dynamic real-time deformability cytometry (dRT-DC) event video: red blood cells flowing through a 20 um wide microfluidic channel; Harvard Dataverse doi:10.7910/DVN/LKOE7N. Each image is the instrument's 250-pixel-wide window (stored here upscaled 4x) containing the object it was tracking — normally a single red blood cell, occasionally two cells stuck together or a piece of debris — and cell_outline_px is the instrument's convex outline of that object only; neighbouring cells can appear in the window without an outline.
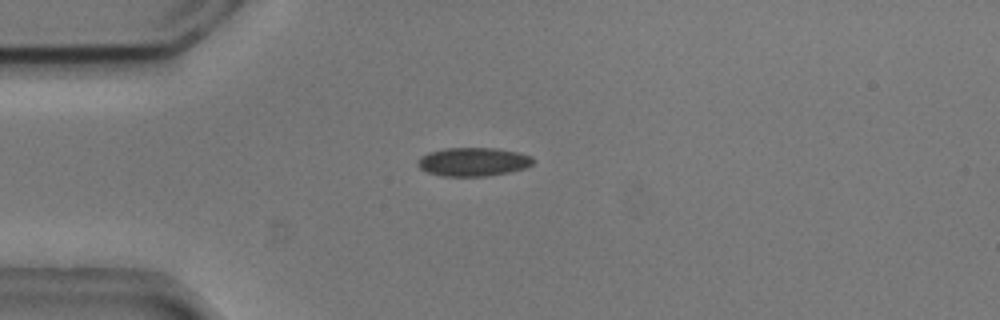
{"species": "common noctule bat (a hibernating species)", "species_latin": "Nyctalus noctula", "temperature_condition": "cold", "stored_images_in_passage": 53, "camera_frame_rate_fps": 3000, "um_per_image_px": 0.085, "animal": {"sex": "male", "body_mass_g": 20.5, "forearm_length_mm": 52.5}, "frame": {"image": 1, "passage_image": 13, "time_ms": 4.0, "image_size_px": [1000, 320], "cell_outline_px": [[536, 160], [528, 168], [488, 176], [444, 176], [428, 172], [420, 168], [416, 164], [416, 160], [420, 156], [428, 152], [444, 148], [496, 148], [516, 152], [532, 156]], "centroid_in_image_um": [40.22, 13.75], "position_along_channel_um": 44.8, "area_um2": 19.42}}
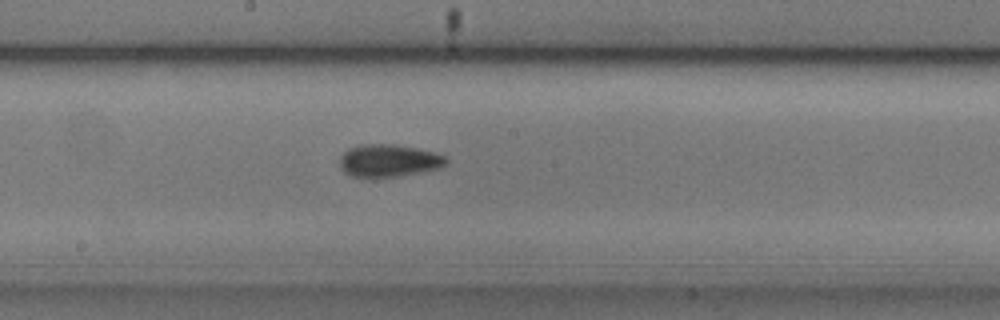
{"frame": {"image": 2, "passage_image": 28, "time_ms": 9.0, "image_size_px": [1000, 320], "cell_outline_px": [[448, 164], [440, 168], [400, 176], [372, 180], [352, 176], [344, 172], [340, 164], [340, 156], [348, 148], [360, 144], [396, 144], [416, 148], [448, 156]], "centroid_in_image_um": [33.03, 13.68], "position_along_channel_um": 215.2, "area_um2": 20.81}}
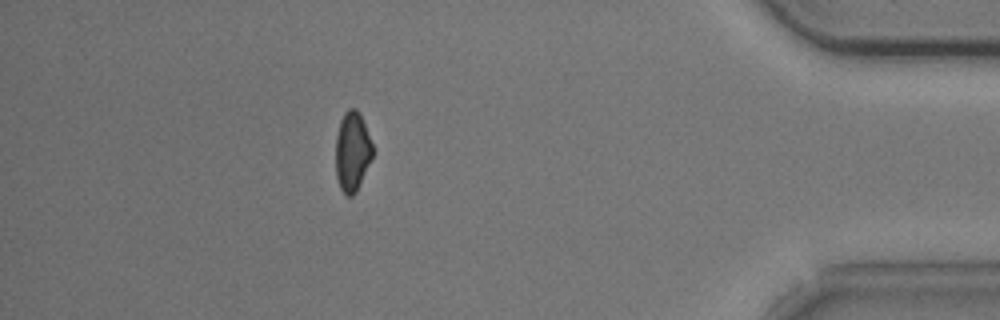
{"frame": {"image": 3, "passage_image": 47, "time_ms": 15.333, "image_size_px": [1000, 320], "cell_outline_px": [[372, 156], [360, 184], [356, 192], [352, 196], [348, 196], [340, 188], [336, 176], [336, 136], [340, 120], [344, 112], [348, 108], [356, 108], [360, 112], [372, 144]], "centroid_in_image_um": [29.93, 12.85], "position_along_channel_um": 405.3, "area_um2": 17.05}, "authors_computed_cell_mechanics": {"area_um2": 18.7272, "velocity_mm_per_s": 3.7459, "shape_relaxation_time_tau1_ms": 6.6156, "shape_relaxation_time_tau2_ms": 5.5363, "deformation_change_tau1": 0.0866, "deformation_change_tau2": 0.0871}}